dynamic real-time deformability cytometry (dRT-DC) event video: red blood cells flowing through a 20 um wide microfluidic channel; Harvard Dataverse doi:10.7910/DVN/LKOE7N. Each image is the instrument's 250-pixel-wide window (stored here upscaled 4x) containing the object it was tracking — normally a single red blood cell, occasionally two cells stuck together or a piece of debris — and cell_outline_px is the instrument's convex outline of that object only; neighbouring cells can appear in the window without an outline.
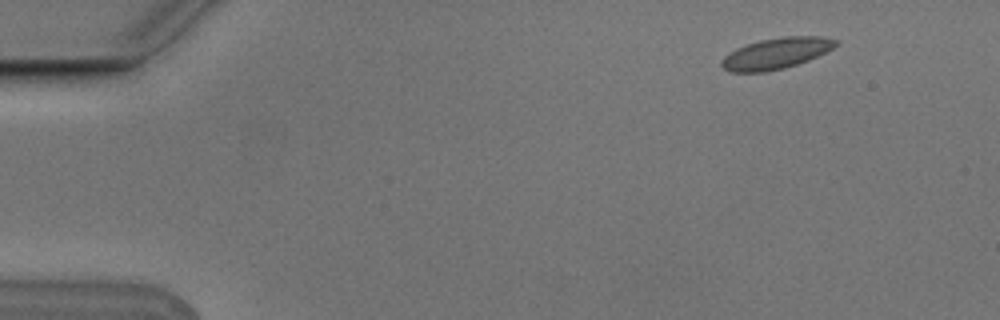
{"species": "Egyptian fruit bat (a non-hibernating species)", "species_latin": "Rousettus aegyptiacus", "temperature_condition": "cold", "stored_images_in_passage": 5, "segment_of_instrument_passage": [1, 2], "camera_frame_rate_fps": 3000, "um_per_image_px": 0.085, "animal": {"sex": "male"}, "frame": {"image": 1, "passage_image": 1, "time_ms": 0.0, "image_size_px": [1000, 320], "cell_outline_px": [[840, 44], [808, 60], [784, 68], [764, 72], [732, 72], [724, 68], [720, 64], [720, 60], [724, 56], [736, 48], [760, 40], [784, 36], [820, 36], [840, 40]], "centroid_in_image_um": [65.98, 4.53], "position_along_channel_um": 19.0, "area_um2": 20.58}}
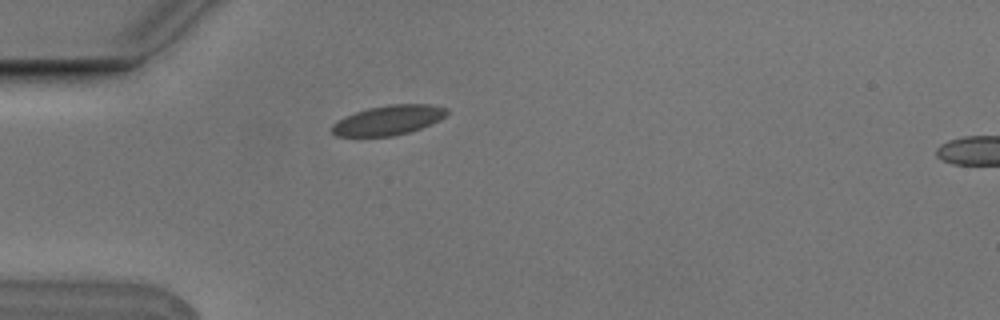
{"frame": {"image": 2, "passage_image": 4, "time_ms": 1.0, "image_size_px": [1000, 320], "cell_outline_px": [[448, 112], [440, 120], [420, 128], [408, 132], [392, 136], [336, 136], [328, 128], [332, 124], [344, 116], [368, 108], [388, 104], [428, 104], [448, 108]], "centroid_in_image_um": [32.97, 10.21], "position_along_channel_um": 52.0, "area_um2": 19.88}}